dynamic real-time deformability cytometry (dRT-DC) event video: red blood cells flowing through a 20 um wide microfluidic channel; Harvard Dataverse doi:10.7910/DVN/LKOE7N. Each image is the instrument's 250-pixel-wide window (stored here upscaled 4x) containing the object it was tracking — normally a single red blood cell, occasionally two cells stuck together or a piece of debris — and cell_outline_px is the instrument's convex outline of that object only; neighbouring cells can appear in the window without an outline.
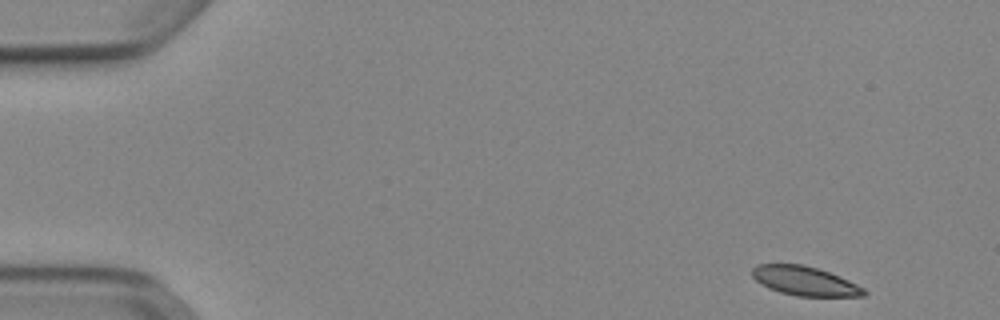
{"species": "Egyptian fruit bat (a non-hibernating species)", "species_latin": "Rousettus aegyptiacus", "temperature_condition": "cold", "stored_images_in_passage": 49, "camera_frame_rate_fps": 3000, "um_per_image_px": 0.085, "animal": {"sex": "female"}, "frame": {"image": 1, "passage_image": 1, "time_ms": 0.0, "image_size_px": [1000, 320], "cell_outline_px": [[868, 292], [864, 296], [796, 296], [780, 292], [768, 288], [756, 280], [752, 276], [752, 268], [756, 264], [804, 264], [840, 276], [864, 288]], "centroid_in_image_um": [68.4, 23.88], "position_along_channel_um": 16.6, "area_um2": 18.96}}
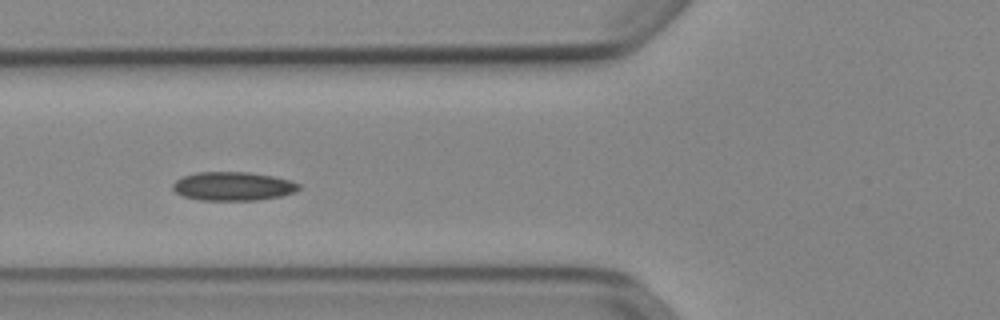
{"frame": {"image": 2, "passage_image": 17, "time_ms": 5.333, "image_size_px": [1000, 320], "cell_outline_px": [[300, 188], [296, 192], [280, 196], [256, 200], [200, 200], [180, 196], [172, 188], [172, 184], [176, 180], [184, 176], [196, 172], [248, 172], [272, 176], [288, 180], [300, 184]], "centroid_in_image_um": [19.78, 15.83], "position_along_channel_um": 106.0, "area_um2": 21.1}}
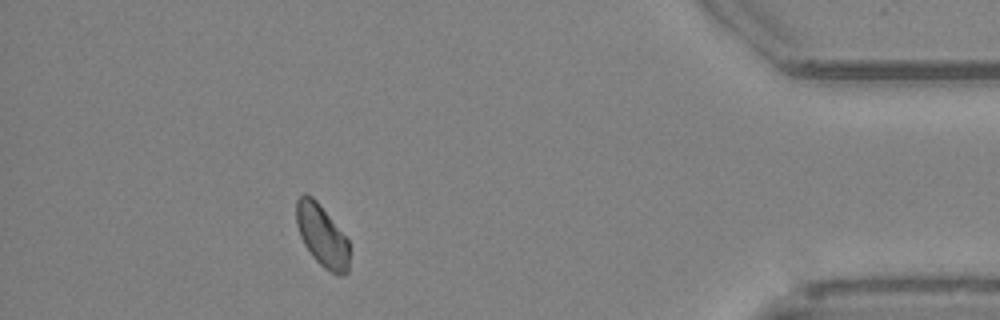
{"frame": {"image": 3, "passage_image": 44, "time_ms": 14.333, "image_size_px": [1000, 320], "cell_outline_px": [[348, 272], [344, 276], [336, 276], [324, 268], [312, 256], [304, 244], [300, 236], [296, 224], [296, 200], [304, 192], [312, 196], [316, 200], [348, 240]], "centroid_in_image_um": [27.35, 20.05], "position_along_channel_um": 407.8, "area_um2": 19.07}}